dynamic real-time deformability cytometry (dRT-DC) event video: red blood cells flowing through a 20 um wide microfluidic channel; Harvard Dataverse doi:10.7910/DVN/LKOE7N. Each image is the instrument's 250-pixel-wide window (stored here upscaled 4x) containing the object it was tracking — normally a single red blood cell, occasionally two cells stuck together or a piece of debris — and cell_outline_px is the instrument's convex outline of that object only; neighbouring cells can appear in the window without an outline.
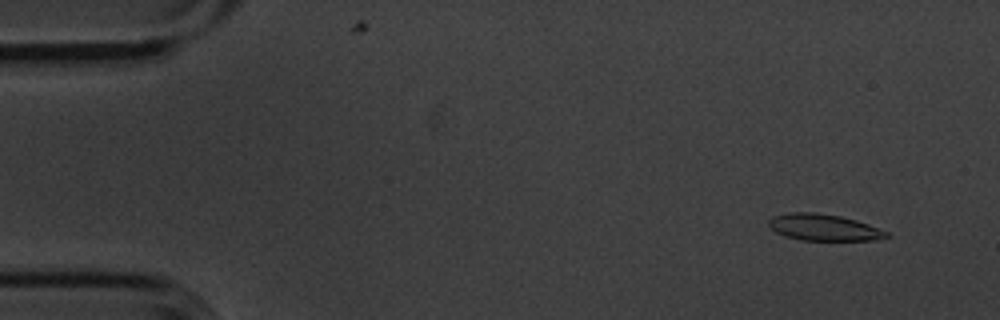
{"species": "common noctule bat (a hibernating species)", "species_latin": "Nyctalus noctula", "temperature_condition": "cold", "stored_images_in_passage": 55, "camera_frame_rate_fps": 3000, "um_per_image_px": 0.085, "animal": {"sex": "male", "body_mass_g": 20.1, "forearm_length_mm": 53.5}, "frame": {"image": 1, "passage_image": 4, "time_ms": 1.0, "image_size_px": [1000, 320], "cell_outline_px": [[892, 236], [872, 240], [800, 240], [784, 236], [776, 232], [768, 224], [768, 220], [772, 216], [792, 212], [816, 212], [840, 216], [856, 220], [868, 224], [888, 232]], "centroid_in_image_um": [70.01, 19.33], "position_along_channel_um": 15.0, "area_um2": 18.21}}
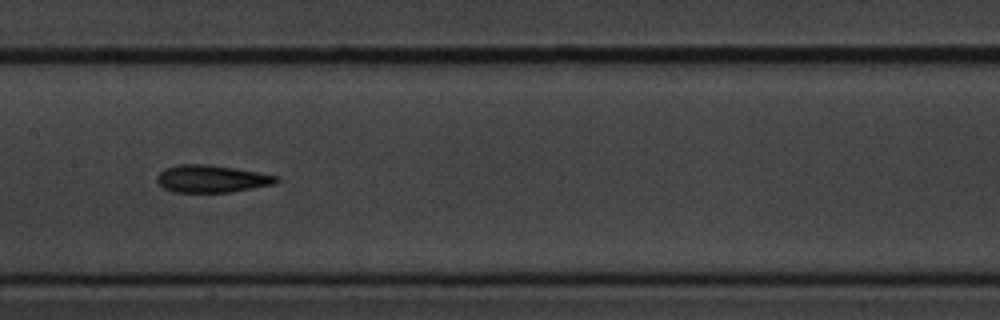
{"frame": {"image": 2, "passage_image": 27, "time_ms": 8.667, "image_size_px": [1000, 320], "cell_outline_px": [[280, 180], [276, 184], [232, 192], [172, 192], [164, 188], [156, 180], [156, 176], [164, 168], [180, 164], [208, 164], [260, 172], [280, 176]], "centroid_in_image_um": [18.03, 15.19], "position_along_channel_um": 189.4, "area_um2": 19.31}}
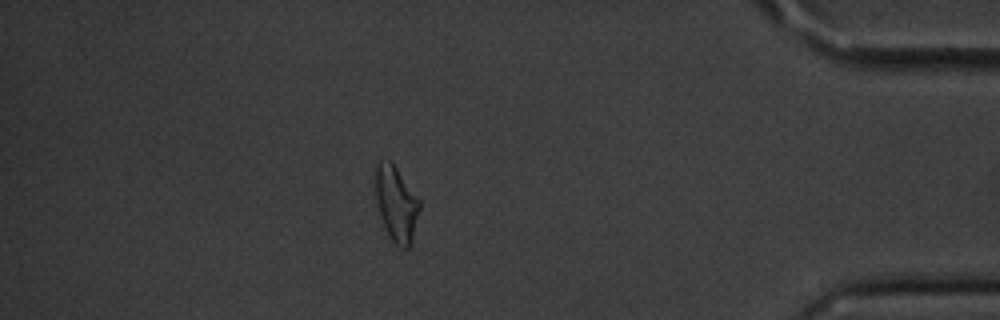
{"frame": {"image": 3, "passage_image": 48, "time_ms": 15.667, "image_size_px": [1000, 320], "cell_outline_px": [[420, 208], [412, 244], [408, 248], [400, 248], [392, 240], [380, 216], [376, 196], [376, 164], [380, 160], [388, 160], [396, 168], [420, 200]], "centroid_in_image_um": [33.71, 17.35], "position_along_channel_um": 401.5, "area_um2": 19.02}, "authors_computed_cell_mechanics": {"area_um2": 19.1318, "velocity_mm_per_s": 3.6045, "shape_relaxation_time_tau1_ms": 2.7205, "shape_relaxation_time_tau2_ms": 3.9061, "deformation_change_tau1": 0.1137, "deformation_change_tau2": 0.1133}}